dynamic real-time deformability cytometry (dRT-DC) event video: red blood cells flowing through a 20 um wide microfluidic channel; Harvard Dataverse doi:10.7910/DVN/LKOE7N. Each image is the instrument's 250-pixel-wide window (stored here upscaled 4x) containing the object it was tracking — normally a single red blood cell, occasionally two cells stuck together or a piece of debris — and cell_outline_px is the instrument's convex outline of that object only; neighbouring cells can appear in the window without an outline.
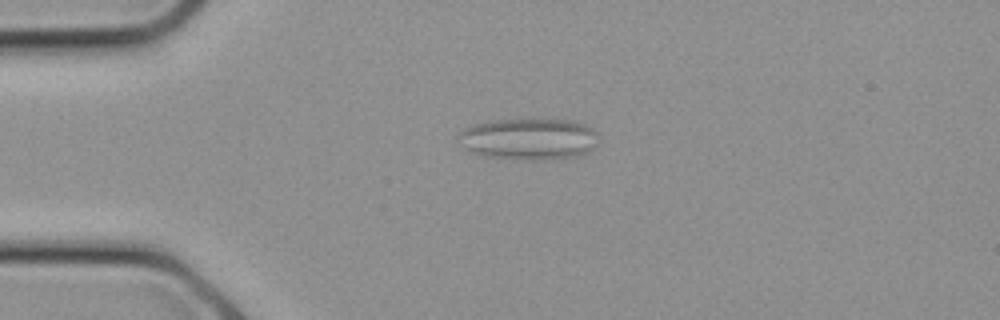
{"species": "common noctule bat (a hibernating species)", "species_latin": "Nyctalus noctula", "temperature_condition": "cold", "stored_images_in_passage": 6, "camera_frame_rate_fps": 3000, "um_per_image_px": 0.085, "animal": {"sex": "female", "body_mass_g": 21.9}, "frame": {"image": 1, "passage_image": 1, "time_ms": 0.0, "image_size_px": [1000, 320], "cell_outline_px": [[596, 144], [588, 152], [572, 156], [544, 160], [520, 160], [488, 156], [472, 152], [464, 148], [460, 132], [464, 128], [472, 124], [488, 120], [524, 116], [572, 120], [584, 124], [592, 128], [596, 132]], "centroid_in_image_um": [44.95, 11.75], "position_along_channel_um": 40.1, "area_um2": 34.74}}
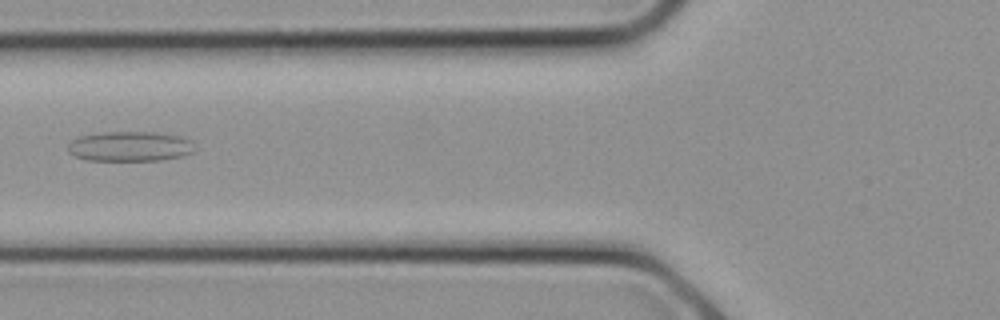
{"frame": {"image": 2, "passage_image": 5, "time_ms": 1.333, "image_size_px": [1000, 320], "cell_outline_px": [[196, 148], [192, 152], [184, 156], [160, 160], [84, 160], [68, 152], [68, 144], [72, 140], [80, 136], [104, 132], [152, 132], [184, 136], [192, 140]], "centroid_in_image_um": [11.09, 12.44], "position_along_channel_um": 114.7, "area_um2": 22.31}}